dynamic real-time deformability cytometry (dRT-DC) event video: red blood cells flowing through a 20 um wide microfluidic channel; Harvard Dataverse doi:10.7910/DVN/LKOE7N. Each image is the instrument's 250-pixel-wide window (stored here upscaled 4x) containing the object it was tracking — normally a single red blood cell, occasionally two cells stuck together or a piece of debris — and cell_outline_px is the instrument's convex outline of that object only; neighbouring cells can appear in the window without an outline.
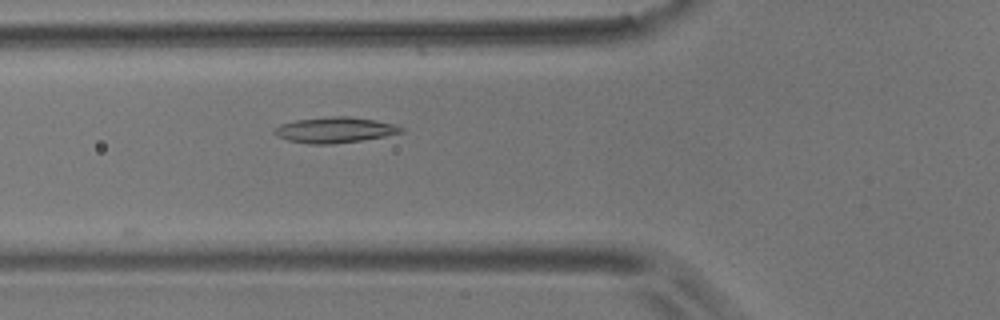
{"species": "common noctule bat (a hibernating species)", "species_latin": "Nyctalus noctula", "temperature_condition": "room temperature", "stored_images_in_passage": 2, "camera_frame_rate_fps": 3000, "um_per_image_px": 0.085, "animal": {"sex": "male", "body_mass_g": 17.9}, "frame": {"image": 1, "passage_image": 2, "time_ms": 0.333, "image_size_px": [1000, 320], "cell_outline_px": [[404, 132], [384, 136], [360, 140], [332, 144], [308, 144], [288, 140], [276, 136], [272, 132], [272, 128], [280, 124], [296, 120], [332, 116], [348, 116], [376, 120], [392, 124], [404, 128]], "centroid_in_image_um": [28.4, 11.04], "position_along_channel_um": 97.4, "area_um2": 18.96}}